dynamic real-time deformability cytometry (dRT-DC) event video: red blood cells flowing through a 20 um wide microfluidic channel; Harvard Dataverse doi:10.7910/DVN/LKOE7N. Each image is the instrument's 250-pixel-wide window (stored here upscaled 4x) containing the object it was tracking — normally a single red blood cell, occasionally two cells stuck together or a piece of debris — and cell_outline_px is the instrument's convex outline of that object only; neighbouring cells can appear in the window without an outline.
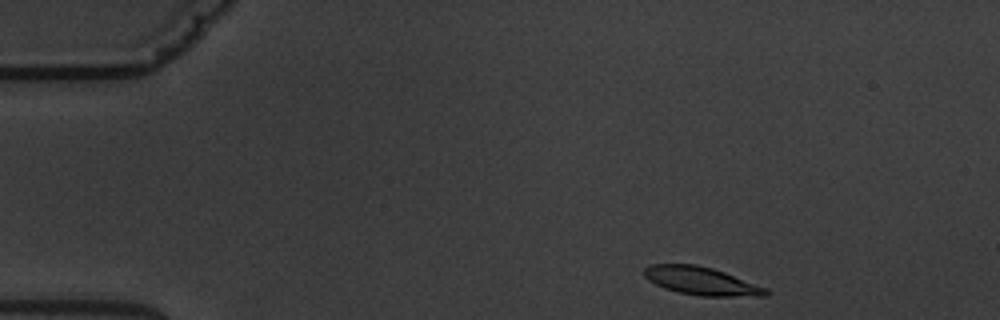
{"species": "common noctule bat (a hibernating species)", "species_latin": "Nyctalus noctula", "temperature_condition": "warm", "stored_images_in_passage": 3, "camera_frame_rate_fps": 3000, "um_per_image_px": 0.085, "animal": {"sex": "male", "body_mass_g": 19.5, "forearm_length_mm": 54.6}, "frame": {"image": 1, "passage_image": 1, "time_ms": 0.0, "image_size_px": [1000, 320], "cell_outline_px": [[768, 296], [700, 296], [676, 292], [664, 288], [648, 280], [644, 276], [644, 268], [652, 264], [696, 264], [712, 268], [724, 272], [768, 288]], "centroid_in_image_um": [59.61, 23.89], "position_along_channel_um": 25.4, "area_um2": 19.94}}